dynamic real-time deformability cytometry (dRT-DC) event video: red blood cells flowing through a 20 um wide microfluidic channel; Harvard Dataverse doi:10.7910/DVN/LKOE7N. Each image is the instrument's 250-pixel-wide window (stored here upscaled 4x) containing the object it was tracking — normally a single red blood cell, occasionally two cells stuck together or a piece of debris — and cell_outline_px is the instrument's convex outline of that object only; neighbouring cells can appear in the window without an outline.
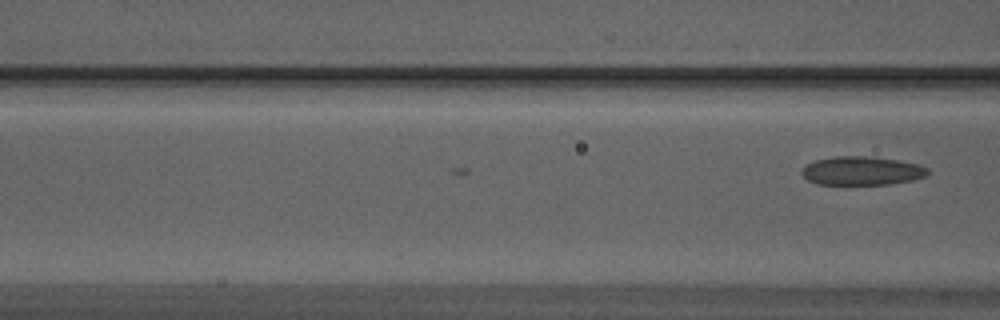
{"species": "Egyptian fruit bat (a non-hibernating species)", "species_latin": "Rousettus aegyptiacus", "temperature_condition": "warm", "stored_images_in_passage": 4, "camera_frame_rate_fps": 3000, "um_per_image_px": 0.085, "animal": {"sex": "male"}, "frame": {"image": 1, "passage_image": 4, "time_ms": 1.0, "image_size_px": [1000, 320], "cell_outline_px": [[928, 172], [924, 176], [912, 180], [888, 184], [816, 184], [808, 180], [800, 172], [808, 164], [816, 160], [836, 156], [864, 156], [896, 160], [920, 164], [928, 168]], "centroid_in_image_um": [73.25, 14.52], "position_along_channel_um": 93.3, "area_um2": 20.75}}